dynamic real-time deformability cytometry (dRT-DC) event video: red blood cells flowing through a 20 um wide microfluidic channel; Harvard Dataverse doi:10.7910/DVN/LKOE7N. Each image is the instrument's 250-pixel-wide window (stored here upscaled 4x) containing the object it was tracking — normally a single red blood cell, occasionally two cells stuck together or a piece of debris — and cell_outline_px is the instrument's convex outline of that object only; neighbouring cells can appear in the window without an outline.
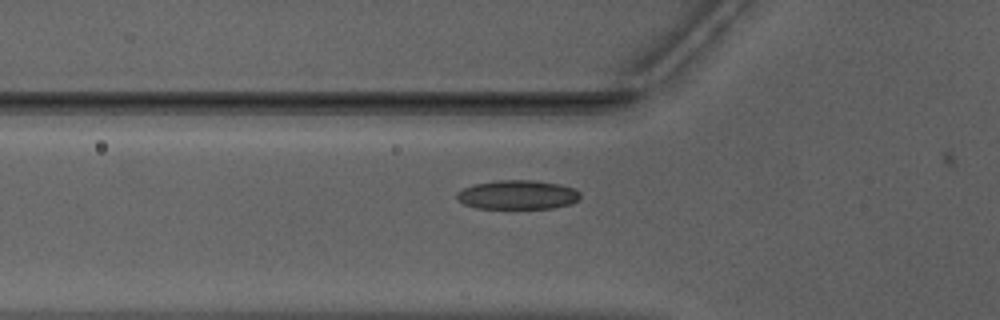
{"species": "Egyptian fruit bat (a non-hibernating species)", "species_latin": "Rousettus aegyptiacus", "temperature_condition": "warm", "stored_images_in_passage": 38, "camera_frame_rate_fps": 3000, "um_per_image_px": 0.085, "animal": {"sex": "male"}, "frame": {"image": 1, "passage_image": 9, "time_ms": 2.667, "image_size_px": [1000, 320], "cell_outline_px": [[580, 196], [572, 204], [552, 208], [476, 208], [464, 204], [456, 200], [456, 192], [472, 184], [500, 180], [532, 180], [560, 184], [572, 188], [580, 192]], "centroid_in_image_um": [43.96, 16.55], "position_along_channel_um": 81.8, "area_um2": 20.98}}
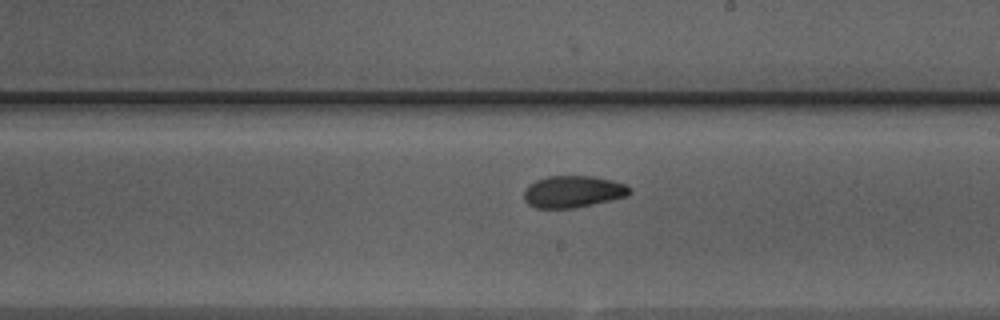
{"frame": {"image": 2, "passage_image": 21, "time_ms": 6.667, "image_size_px": [1000, 320], "cell_outline_px": [[632, 192], [624, 196], [576, 208], [536, 208], [528, 204], [524, 200], [524, 188], [528, 184], [536, 180], [548, 176], [596, 176], [612, 180], [624, 184], [632, 188]], "centroid_in_image_um": [48.66, 16.28], "position_along_channel_um": 240.3, "area_um2": 19.65}}
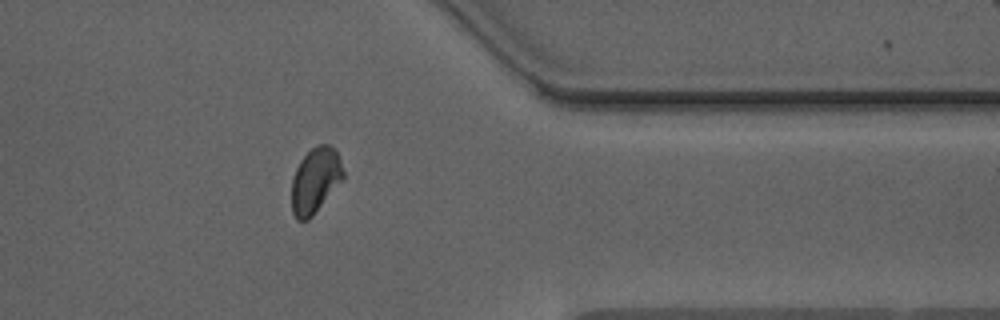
{"frame": {"image": 3, "passage_image": 33, "time_ms": 10.667, "image_size_px": [1000, 320], "cell_outline_px": [[344, 180], [312, 216], [308, 220], [296, 220], [292, 212], [292, 180], [296, 168], [300, 160], [316, 144], [328, 144], [336, 152], [344, 172]], "centroid_in_image_um": [26.8, 15.35], "position_along_channel_um": 384.6, "area_um2": 19.65}, "authors_computed_cell_mechanics": {"area_um2": 19.9988, "velocity_mm_per_s": 3.9592, "shape_relaxation_time_tau1_ms": 5.628, "shape_relaxation_time_tau2_ms": 3.002, "deformation_change_tau1": 0.1381, "deformation_change_tau2": 0.0615}}